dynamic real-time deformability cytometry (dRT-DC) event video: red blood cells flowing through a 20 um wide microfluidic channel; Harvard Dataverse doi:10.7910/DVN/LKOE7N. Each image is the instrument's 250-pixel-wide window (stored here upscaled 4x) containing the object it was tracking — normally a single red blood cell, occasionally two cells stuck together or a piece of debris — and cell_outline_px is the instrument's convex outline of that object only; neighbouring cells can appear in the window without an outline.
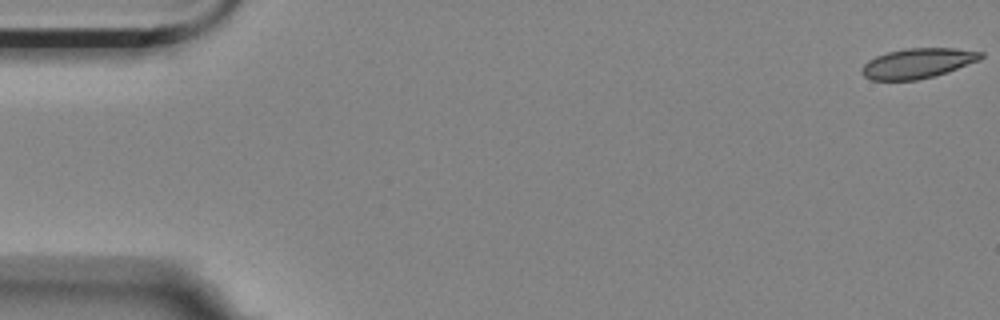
{"species": "Egyptian fruit bat (a non-hibernating species)", "species_latin": "Rousettus aegyptiacus", "temperature_condition": "room temperature", "stored_images_in_passage": 8, "camera_frame_rate_fps": 3000, "um_per_image_px": 0.085, "animal": {"sex": "female"}, "frame": {"image": 1, "passage_image": 1, "time_ms": 0.0, "image_size_px": [1000, 320], "cell_outline_px": [[980, 56], [972, 60], [952, 68], [928, 76], [908, 80], [880, 80], [868, 76], [864, 72], [864, 68], [872, 60], [880, 56], [896, 52], [932, 48], [940, 48], [968, 52]], "centroid_in_image_um": [77.86, 5.41], "position_along_channel_um": 7.1, "area_um2": 17.57}}